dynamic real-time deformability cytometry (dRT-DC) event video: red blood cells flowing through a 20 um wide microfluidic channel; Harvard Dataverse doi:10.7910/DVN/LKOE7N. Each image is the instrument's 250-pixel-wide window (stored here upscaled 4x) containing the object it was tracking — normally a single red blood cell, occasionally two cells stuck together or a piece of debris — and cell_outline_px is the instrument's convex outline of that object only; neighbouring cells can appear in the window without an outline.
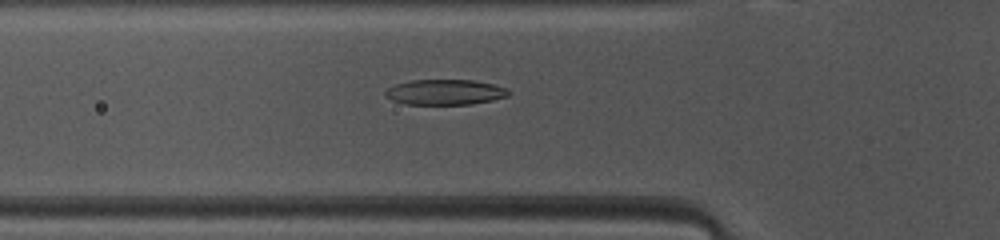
{"species": "common noctule bat (a hibernating species)", "species_latin": "Nyctalus noctula", "temperature_condition": "warm", "stored_images_in_passage": 46, "camera_frame_rate_fps": 3000, "um_per_image_px": 0.085, "animal": {"sex": "female", "body_mass_g": 10.0, "forearm_length_mm": 53.1}, "frame": {"image": 1, "passage_image": 14, "time_ms": 4.333, "image_size_px": [1000, 240], "cell_outline_px": [[512, 92], [508, 96], [492, 100], [472, 104], [408, 104], [392, 100], [384, 96], [384, 92], [388, 88], [396, 84], [412, 80], [472, 80], [492, 84], [508, 88]], "centroid_in_image_um": [37.85, 7.83], "position_along_channel_um": 88.0, "area_um2": 18.21}}
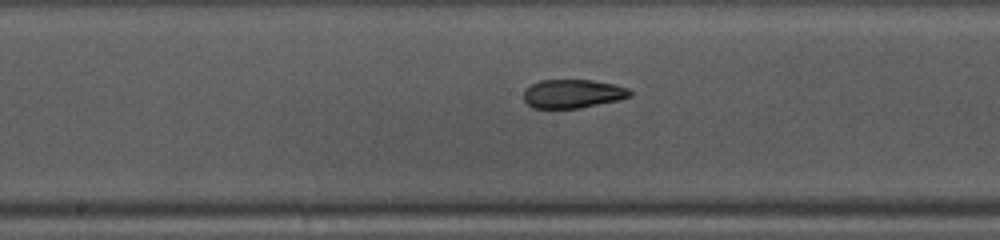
{"frame": {"image": 2, "passage_image": 22, "time_ms": 7.0, "image_size_px": [1000, 240], "cell_outline_px": [[632, 96], [616, 100], [580, 108], [532, 108], [524, 100], [524, 92], [532, 84], [540, 80], [592, 80], [616, 84], [628, 88], [632, 92]], "centroid_in_image_um": [48.7, 7.96], "position_along_channel_um": 199.5, "area_um2": 17.69}}
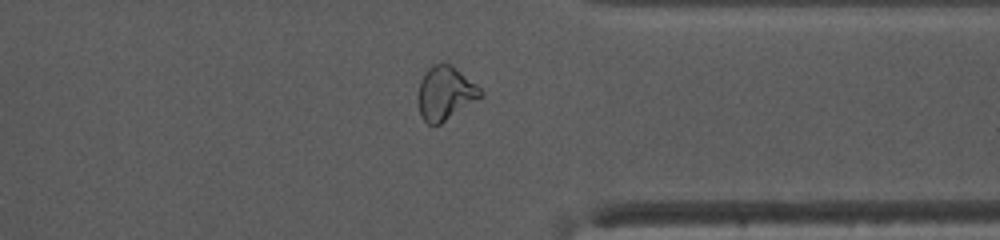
{"frame": {"image": 3, "passage_image": 35, "time_ms": 11.333, "image_size_px": [1000, 240], "cell_outline_px": [[484, 96], [440, 124], [428, 124], [420, 116], [416, 96], [420, 80], [424, 72], [432, 64], [444, 60], [452, 64], [476, 84], [484, 92]], "centroid_in_image_um": [37.83, 7.88], "position_along_channel_um": 373.6, "area_um2": 20.17}, "authors_computed_cell_mechanics": {"area_um2": 19.4497, "velocity_mm_per_s": 4.1338, "shape_relaxation_time_tau1_ms": 5.2338, "shape_relaxation_time_tau2_ms": 2.0996, "deformation_change_tau1": 0.1806, "deformation_change_tau2": 0.0904}}